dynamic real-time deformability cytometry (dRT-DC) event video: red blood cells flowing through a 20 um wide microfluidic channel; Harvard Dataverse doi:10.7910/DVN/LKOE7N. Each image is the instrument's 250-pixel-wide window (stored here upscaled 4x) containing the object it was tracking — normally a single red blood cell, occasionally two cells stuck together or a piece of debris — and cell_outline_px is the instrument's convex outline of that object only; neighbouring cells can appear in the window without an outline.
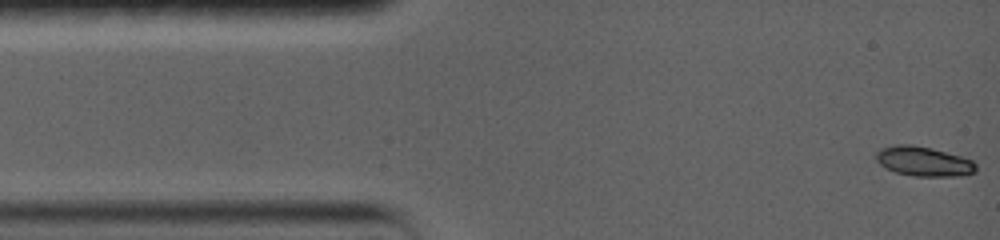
{"species": "common noctule bat (a hibernating species)", "species_latin": "Nyctalus noctula", "temperature_condition": "warm", "stored_images_in_passage": 54, "camera_frame_rate_fps": 5000, "um_per_image_px": 0.085, "animal": {"sex": "female", "body_mass_g": 19.0, "forearm_length_mm": 56.7}, "frame": {"image": 1, "passage_image": 1, "time_ms": 0.0, "image_size_px": [1000, 240], "cell_outline_px": [[976, 172], [960, 176], [912, 176], [896, 172], [880, 164], [876, 160], [876, 152], [880, 148], [896, 144], [912, 144], [932, 148], [960, 156], [972, 160], [976, 164]], "centroid_in_image_um": [78.51, 13.71], "position_along_channel_um": 6.5, "area_um2": 17.28}}
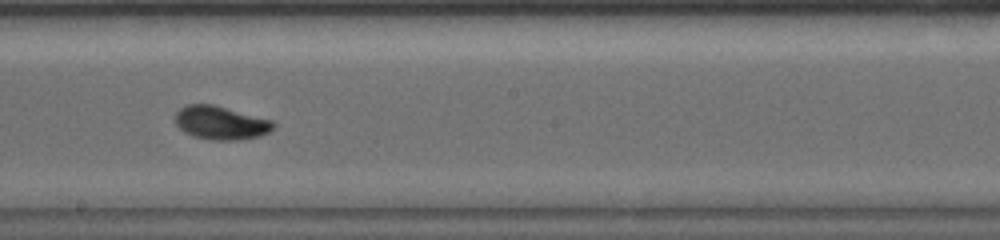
{"frame": {"image": 2, "passage_image": 31, "time_ms": 8.2, "image_size_px": [1000, 240], "cell_outline_px": [[276, 124], [268, 132], [260, 136], [240, 140], [212, 140], [192, 136], [184, 132], [176, 124], [176, 112], [184, 104], [212, 104], [272, 120]], "centroid_in_image_um": [18.75, 10.44], "position_along_channel_um": 229.5, "area_um2": 19.13}}
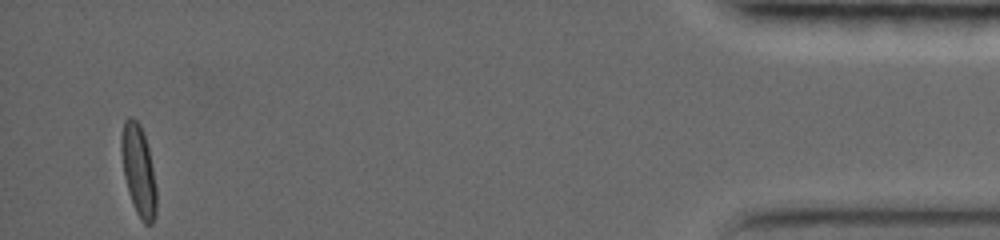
{"frame": {"image": 3, "passage_image": 54, "time_ms": 16.2, "image_size_px": [1000, 240], "cell_outline_px": [[156, 216], [152, 224], [144, 224], [140, 220], [136, 212], [124, 176], [120, 152], [120, 136], [124, 120], [128, 116], [132, 116], [140, 124], [148, 148], [156, 188]], "centroid_in_image_um": [11.75, 14.46], "position_along_channel_um": 423.4, "area_um2": 18.55}, "authors_computed_cell_mechanics": {"area_um2": 18.0336, "velocity_mm_per_s": 3.6897, "shape_relaxation_time_tau1_ms": 5.3249, "shape_relaxation_time_tau2_ms": 1.3961, "deformation_change_tau1": 0.1865, "deformation_change_tau2": 0.0419}}